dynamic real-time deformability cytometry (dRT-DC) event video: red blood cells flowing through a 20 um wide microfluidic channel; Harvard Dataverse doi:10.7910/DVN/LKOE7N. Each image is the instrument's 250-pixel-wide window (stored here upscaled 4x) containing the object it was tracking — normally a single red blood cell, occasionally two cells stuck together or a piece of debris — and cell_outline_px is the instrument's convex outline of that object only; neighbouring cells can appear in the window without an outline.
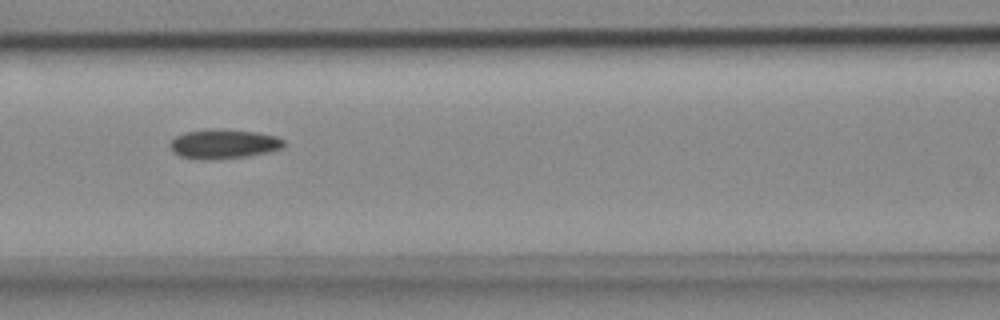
{"species": "common noctule bat (a hibernating species)", "species_latin": "Nyctalus noctula", "temperature_condition": "cold", "stored_images_in_passage": 6, "camera_frame_rate_fps": 3000, "um_per_image_px": 0.085, "animal": {"sex": "female", "body_mass_g": 18.4}, "frame": {"image": 1, "passage_image": 4, "time_ms": 1.0, "image_size_px": [1000, 320], "cell_outline_px": [[284, 148], [268, 152], [248, 156], [216, 160], [204, 160], [180, 156], [172, 152], [168, 144], [176, 136], [184, 132], [256, 132], [276, 136], [284, 140]], "centroid_in_image_um": [19.02, 12.31], "position_along_channel_um": 147.6, "area_um2": 18.73}}
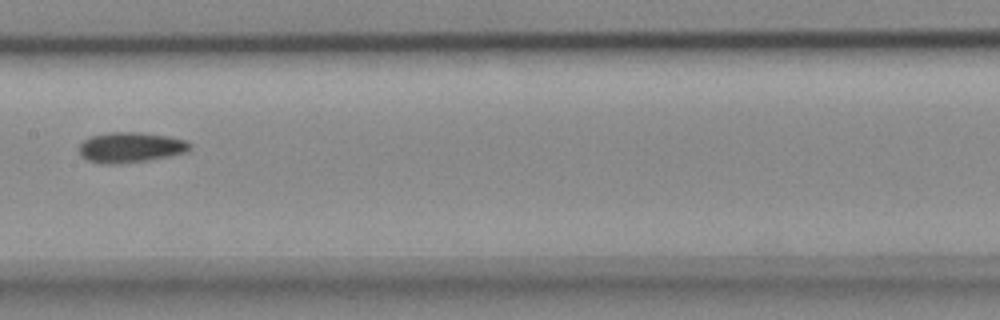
{"frame": {"image": 2, "passage_image": 5, "time_ms": 1.333, "image_size_px": [1000, 320], "cell_outline_px": [[192, 148], [188, 152], [148, 160], [120, 164], [104, 164], [88, 160], [80, 156], [80, 144], [84, 140], [92, 136], [108, 132], [140, 132], [168, 136], [188, 140], [192, 144]], "centroid_in_image_um": [11.14, 12.52], "position_along_channel_um": 196.3, "area_um2": 19.77}}
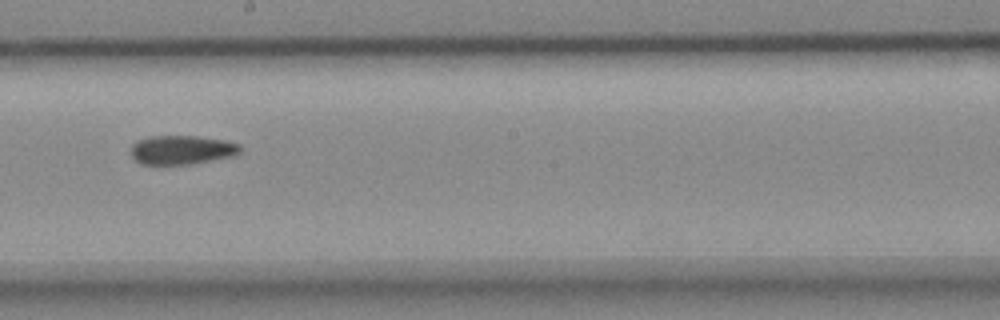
{"frame": {"image": 3, "passage_image": 6, "time_ms": 1.667, "image_size_px": [1000, 320], "cell_outline_px": [[240, 152], [236, 156], [192, 164], [140, 164], [132, 156], [132, 144], [136, 140], [148, 136], [196, 136], [224, 140], [240, 144]], "centroid_in_image_um": [15.47, 12.74], "position_along_channel_um": 232.7, "area_um2": 18.61}}